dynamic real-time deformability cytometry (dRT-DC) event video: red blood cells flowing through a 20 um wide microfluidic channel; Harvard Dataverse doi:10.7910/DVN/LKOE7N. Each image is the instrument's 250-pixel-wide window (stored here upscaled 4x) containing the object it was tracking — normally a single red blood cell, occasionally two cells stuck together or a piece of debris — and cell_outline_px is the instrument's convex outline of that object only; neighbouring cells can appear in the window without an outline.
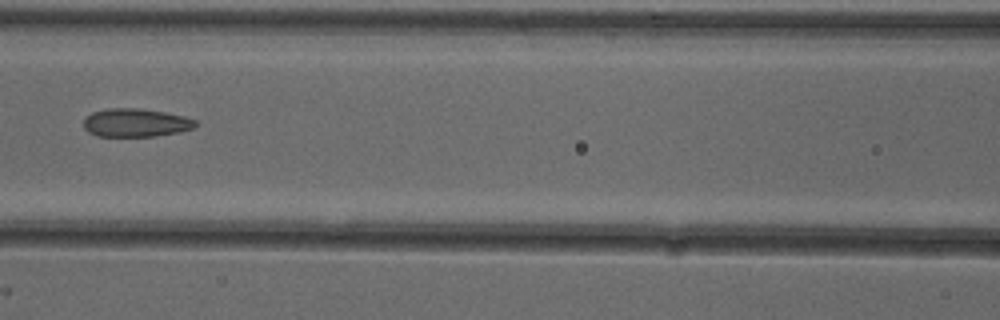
{"species": "common noctule bat (a hibernating species)", "species_latin": "Nyctalus noctula", "temperature_condition": "cold", "stored_images_in_passage": 6, "camera_frame_rate_fps": 3000, "um_per_image_px": 0.085, "animal": {"sex": "female"}, "frame": {"image": 1, "passage_image": 6, "time_ms": 1.667, "image_size_px": [1000, 320], "cell_outline_px": [[196, 128], [156, 136], [96, 136], [88, 132], [84, 128], [84, 116], [92, 112], [108, 108], [140, 108], [164, 112], [184, 116], [196, 120]], "centroid_in_image_um": [11.51, 10.42], "position_along_channel_um": 155.1, "area_um2": 18.55}}